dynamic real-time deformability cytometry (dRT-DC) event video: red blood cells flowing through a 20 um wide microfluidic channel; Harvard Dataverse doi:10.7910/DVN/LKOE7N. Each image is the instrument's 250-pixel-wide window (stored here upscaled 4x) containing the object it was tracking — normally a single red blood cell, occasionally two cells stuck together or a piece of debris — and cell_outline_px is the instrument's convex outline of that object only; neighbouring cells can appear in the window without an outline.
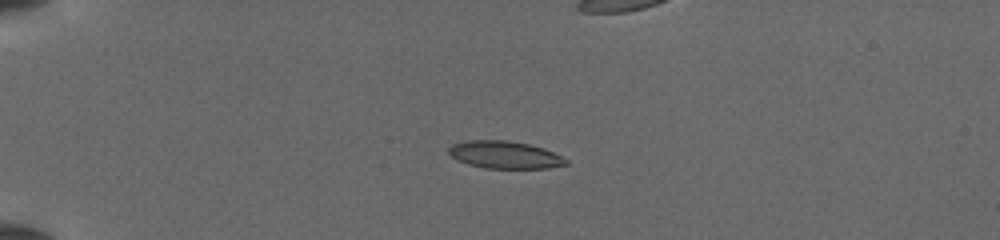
{"species": "common noctule bat (a hibernating species)", "species_latin": "Nyctalus noctula", "temperature_condition": "cold", "stored_images_in_passage": 36, "camera_frame_rate_fps": 3000, "um_per_image_px": 0.085, "animal": {"sex": "female", "body_mass_g": 19.5, "forearm_length_mm": 54.1}, "frame": {"image": 1, "passage_image": 1, "time_ms": 0.0, "image_size_px": [1000, 240], "cell_outline_px": [[568, 164], [548, 168], [484, 168], [468, 164], [456, 160], [448, 152], [448, 148], [452, 144], [464, 140], [508, 140], [528, 144], [544, 148], [568, 160]], "centroid_in_image_um": [42.87, 13.15], "position_along_channel_um": 42.1, "area_um2": 18.79}}
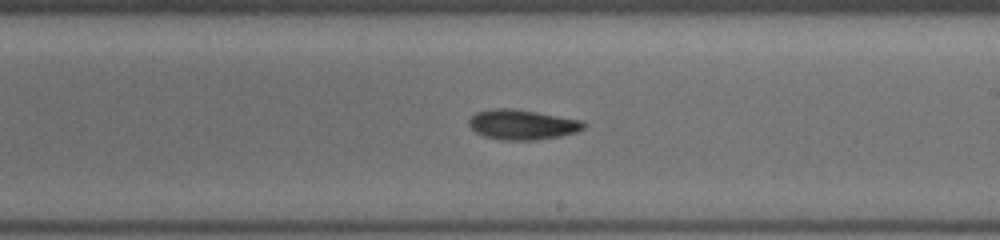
{"frame": {"image": 2, "passage_image": 19, "time_ms": 6.0, "image_size_px": [1000, 240], "cell_outline_px": [[588, 124], [584, 128], [576, 132], [560, 136], [536, 140], [504, 140], [484, 136], [476, 132], [468, 124], [468, 120], [476, 112], [496, 108], [504, 108], [532, 112], [584, 120]], "centroid_in_image_um": [44.41, 10.6], "position_along_channel_um": 244.6, "area_um2": 19.83}}
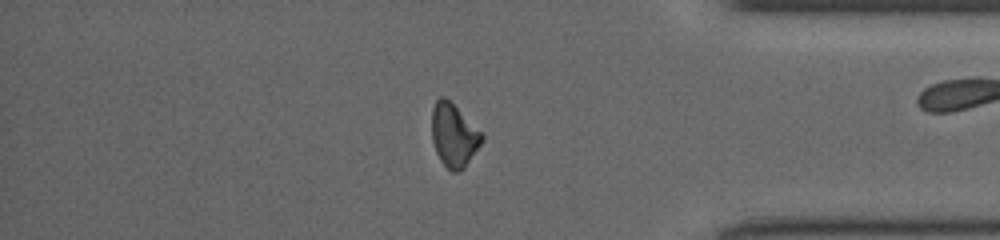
{"frame": {"image": 3, "passage_image": 31, "time_ms": 10.0, "image_size_px": [1000, 240], "cell_outline_px": [[484, 140], [464, 168], [460, 172], [452, 172], [440, 160], [436, 152], [432, 140], [432, 108], [436, 100], [440, 96], [444, 96], [484, 132]], "centroid_in_image_um": [38.6, 11.49], "position_along_channel_um": 396.6, "area_um2": 18.67}}